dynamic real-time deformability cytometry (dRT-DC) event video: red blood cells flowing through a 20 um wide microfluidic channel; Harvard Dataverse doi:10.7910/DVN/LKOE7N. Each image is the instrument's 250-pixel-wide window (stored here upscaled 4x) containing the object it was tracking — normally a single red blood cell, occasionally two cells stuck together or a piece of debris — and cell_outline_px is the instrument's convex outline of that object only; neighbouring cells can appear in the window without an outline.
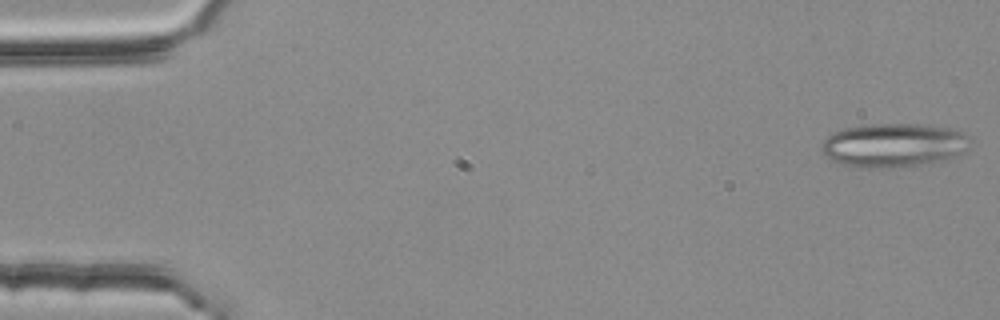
{"species": "common noctule bat (a hibernating species)", "species_latin": "Nyctalus noctula", "temperature_condition": "room temperature", "stored_images_in_passage": 54, "segment_of_instrument_passage": [1, 2], "camera_frame_rate_fps": 3000, "um_per_image_px": 0.085, "animal": {"sex": "female", "body_mass_g": 25.1}, "frame": {"image": 1, "passage_image": 1, "time_ms": 0.0, "image_size_px": [1000, 320], "cell_outline_px": [[972, 140], [968, 148], [956, 156], [944, 160], [920, 164], [888, 168], [852, 168], [840, 164], [832, 160], [820, 152], [820, 144], [832, 132], [844, 128], [868, 124], [928, 124], [956, 128], [964, 132]], "centroid_in_image_um": [75.95, 12.33], "position_along_channel_um": 9.0, "area_um2": 38.78}}